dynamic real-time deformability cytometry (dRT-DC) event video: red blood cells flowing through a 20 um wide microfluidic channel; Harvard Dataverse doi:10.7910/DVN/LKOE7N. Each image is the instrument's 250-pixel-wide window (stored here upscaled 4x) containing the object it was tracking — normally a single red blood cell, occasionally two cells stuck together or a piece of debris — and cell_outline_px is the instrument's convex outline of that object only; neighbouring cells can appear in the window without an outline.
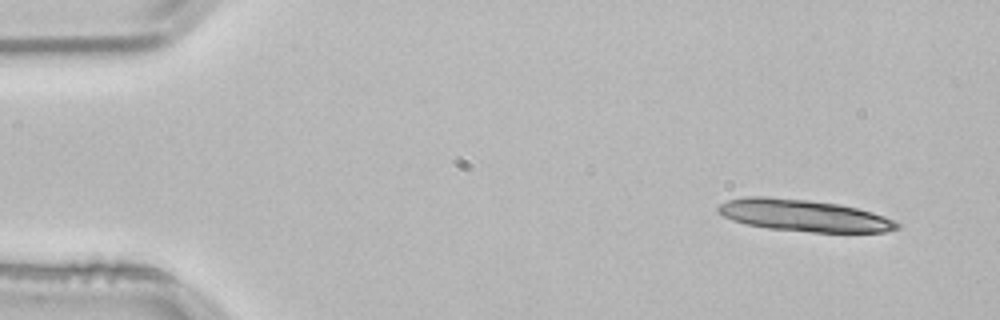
{"species": "common noctule bat (a hibernating species)", "species_latin": "Nyctalus noctula", "temperature_condition": "room temperature", "stored_images_in_passage": 8, "camera_frame_rate_fps": 3000, "um_per_image_px": 0.085, "animal": {"sex": "male", "body_mass_g": 21.5, "forearm_length_mm": 52.0}, "frame": {"image": 1, "passage_image": 1, "time_ms": 0.0, "image_size_px": [1000, 320], "cell_outline_px": [[900, 228], [884, 232], [812, 232], [768, 228], [744, 224], [732, 220], [716, 212], [716, 208], [720, 204], [728, 200], [748, 196], [764, 196], [808, 200], [840, 204], [872, 212], [884, 216], [900, 224]], "centroid_in_image_um": [68.29, 18.31], "position_along_channel_um": 16.7, "area_um2": 33.18}}